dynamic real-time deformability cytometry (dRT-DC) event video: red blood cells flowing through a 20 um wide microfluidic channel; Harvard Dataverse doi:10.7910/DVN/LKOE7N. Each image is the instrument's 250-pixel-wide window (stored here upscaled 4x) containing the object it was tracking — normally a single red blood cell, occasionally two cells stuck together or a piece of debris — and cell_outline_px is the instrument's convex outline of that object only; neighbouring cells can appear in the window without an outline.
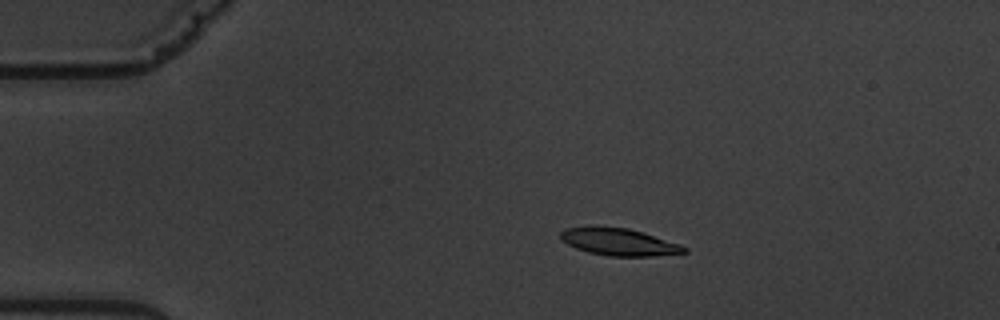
{"species": "common noctule bat (a hibernating species)", "species_latin": "Nyctalus noctula", "temperature_condition": "warm", "stored_images_in_passage": 4, "camera_frame_rate_fps": 3000, "um_per_image_px": 0.085, "animal": {"sex": "male", "body_mass_g": 19.5, "forearm_length_mm": 54.6}, "frame": {"image": 1, "passage_image": 1, "time_ms": 0.0, "image_size_px": [1000, 320], "cell_outline_px": [[688, 252], [652, 256], [608, 256], [588, 252], [576, 248], [560, 240], [560, 232], [564, 228], [592, 224], [596, 224], [628, 228], [680, 244], [688, 248]], "centroid_in_image_um": [52.53, 20.53], "position_along_channel_um": 32.5, "area_um2": 20.06}}